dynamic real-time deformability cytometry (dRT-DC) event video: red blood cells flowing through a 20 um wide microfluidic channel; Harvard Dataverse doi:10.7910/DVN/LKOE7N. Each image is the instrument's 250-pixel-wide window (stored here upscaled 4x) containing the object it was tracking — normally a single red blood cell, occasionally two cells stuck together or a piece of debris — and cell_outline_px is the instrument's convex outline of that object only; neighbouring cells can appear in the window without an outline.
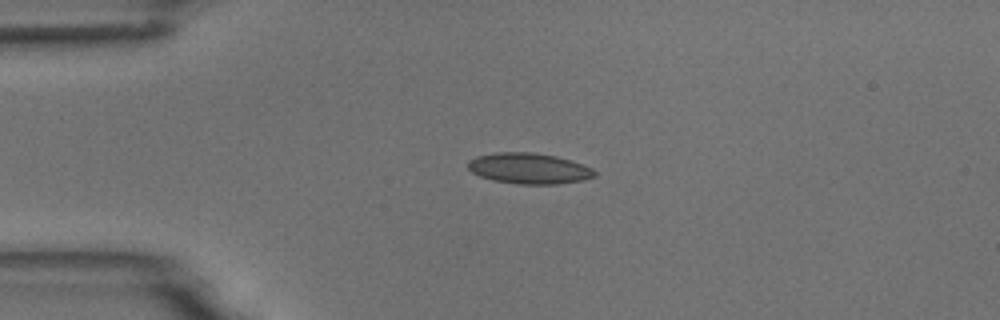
{"species": "common noctule bat (a hibernating species)", "species_latin": "Nyctalus noctula", "temperature_condition": "room temperature", "stored_images_in_passage": 2, "camera_frame_rate_fps": 3000, "um_per_image_px": 0.085, "animal": {"sex": "male", "body_mass_g": 18.8}, "frame": {"image": 1, "passage_image": 2, "time_ms": 1.333, "image_size_px": [1000, 320], "cell_outline_px": [[596, 176], [584, 180], [556, 184], [520, 184], [492, 180], [480, 176], [472, 172], [468, 168], [468, 160], [476, 156], [496, 152], [532, 152], [556, 156], [592, 168], [596, 172]], "centroid_in_image_um": [44.94, 14.31], "position_along_channel_um": 40.1, "area_um2": 22.66}}